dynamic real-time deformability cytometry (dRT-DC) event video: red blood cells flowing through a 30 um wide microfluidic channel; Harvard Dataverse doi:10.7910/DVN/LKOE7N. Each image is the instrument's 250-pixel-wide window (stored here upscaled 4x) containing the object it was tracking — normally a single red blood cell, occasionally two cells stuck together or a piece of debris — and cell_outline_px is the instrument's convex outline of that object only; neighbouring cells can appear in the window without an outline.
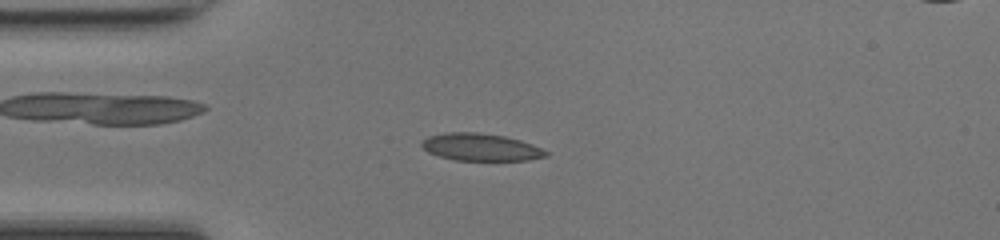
{"species": "common noctule bat (a hibernating species)", "species_latin": "Nyctalus noctula", "temperature_condition": "room temperature", "stored_images_in_passage": 48, "camera_frame_rate_fps": 3000, "um_per_image_px": 0.085, "animal": {"sex": "female", "body_mass_g": 17.0, "forearm_length_mm": 48.0}, "frame": {"image": 1, "passage_image": 12, "time_ms": 3.667, "image_size_px": [1000, 240], "cell_outline_px": [[548, 156], [528, 160], [456, 160], [440, 156], [428, 152], [420, 144], [428, 136], [444, 132], [476, 132], [504, 136], [520, 140], [532, 144], [548, 152]], "centroid_in_image_um": [40.86, 12.5], "position_along_channel_um": 44.1, "area_um2": 19.65}}
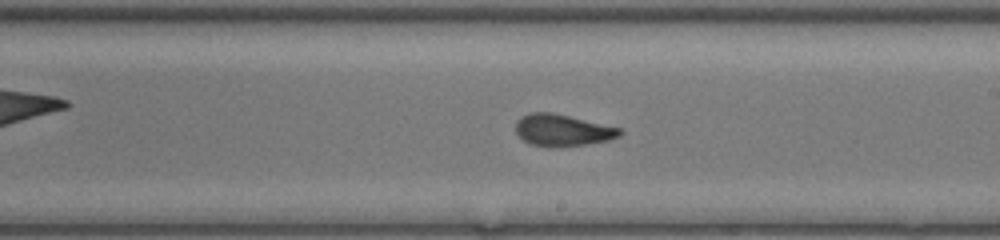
{"frame": {"image": 2, "passage_image": 27, "time_ms": 8.667, "image_size_px": [1000, 240], "cell_outline_px": [[624, 132], [620, 136], [608, 140], [584, 144], [556, 148], [548, 148], [532, 144], [524, 140], [516, 132], [516, 120], [520, 116], [532, 112], [552, 112], [620, 128]], "centroid_in_image_um": [47.79, 11.07], "position_along_channel_um": 241.2, "area_um2": 19.31}}
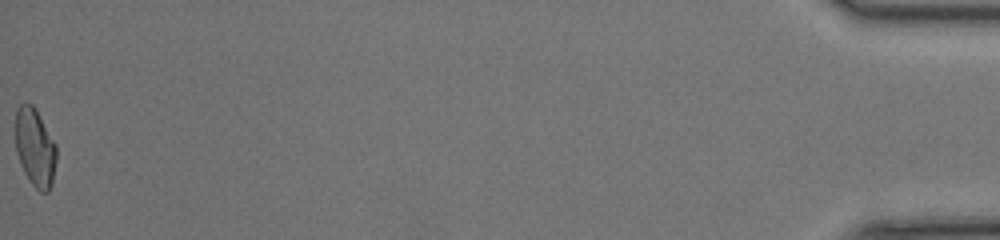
{"frame": {"image": 3, "passage_image": 48, "time_ms": 15.667, "image_size_px": [1000, 240], "cell_outline_px": [[56, 160], [52, 184], [48, 192], [40, 192], [32, 184], [24, 172], [20, 164], [16, 152], [16, 108], [20, 104], [32, 104], [56, 144]], "centroid_in_image_um": [2.98, 12.57], "position_along_channel_um": 432.2, "area_um2": 18.5}, "authors_computed_cell_mechanics": {"area_um2": 19.2185, "velocity_mm_per_s": 4.3027, "shape_relaxation_time_tau1_ms": null, "shape_relaxation_time_tau2_ms": 1.1492, "deformation_change_tau1": null, "deformation_change_tau2": 0.0509}}